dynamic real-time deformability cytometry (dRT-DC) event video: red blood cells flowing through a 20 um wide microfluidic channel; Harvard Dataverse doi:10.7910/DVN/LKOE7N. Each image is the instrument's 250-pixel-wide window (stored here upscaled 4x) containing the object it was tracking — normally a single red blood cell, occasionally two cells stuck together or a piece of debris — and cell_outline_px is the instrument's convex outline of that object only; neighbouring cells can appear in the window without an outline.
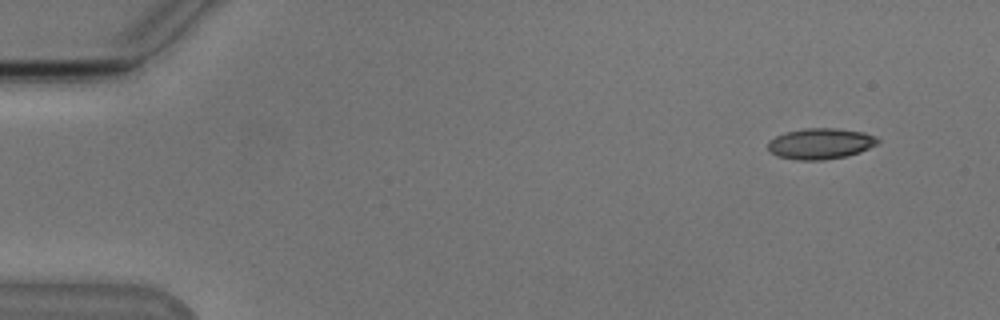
{"species": "Egyptian fruit bat (a non-hibernating species)", "species_latin": "Rousettus aegyptiacus", "temperature_condition": "cold", "stored_images_in_passage": 51, "camera_frame_rate_fps": 3000, "um_per_image_px": 0.085, "animal": {"sex": "male"}, "frame": {"image": 1, "passage_image": 2, "time_ms": 0.333, "image_size_px": [1000, 320], "cell_outline_px": [[880, 140], [876, 144], [860, 152], [848, 156], [824, 160], [796, 160], [776, 156], [768, 152], [768, 140], [776, 136], [788, 132], [804, 128], [836, 128], [864, 132], [876, 136]], "centroid_in_image_um": [69.72, 12.22], "position_along_channel_um": 15.3, "area_um2": 19.94}}
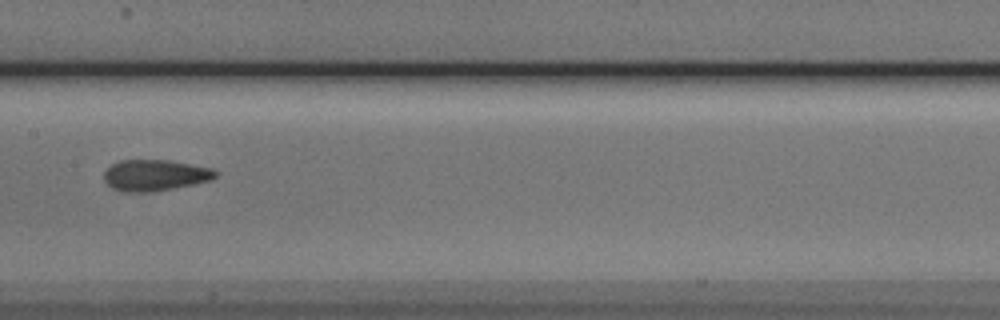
{"frame": {"image": 2, "passage_image": 25, "time_ms": 8.0, "image_size_px": [1000, 320], "cell_outline_px": [[220, 172], [212, 180], [156, 192], [124, 192], [112, 188], [104, 180], [104, 172], [112, 164], [120, 160], [168, 160], [212, 168]], "centroid_in_image_um": [13.19, 14.9], "position_along_channel_um": 194.2, "area_um2": 20.4}}
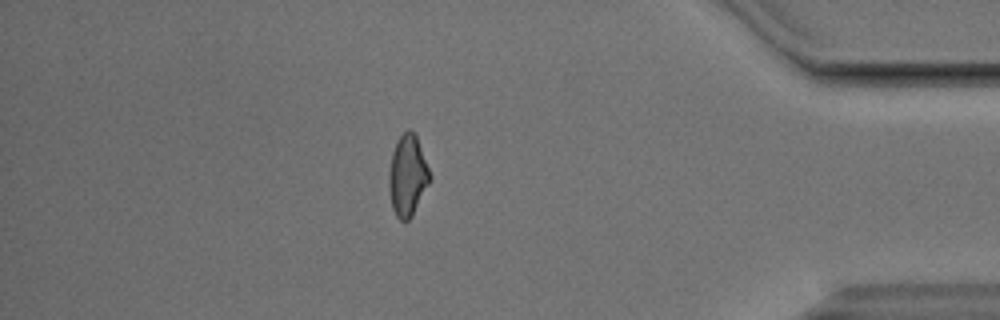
{"frame": {"image": 3, "passage_image": 44, "time_ms": 14.333, "image_size_px": [1000, 320], "cell_outline_px": [[432, 180], [412, 216], [408, 220], [400, 220], [396, 216], [392, 208], [388, 184], [388, 172], [392, 152], [396, 140], [408, 128], [416, 136], [432, 176]], "centroid_in_image_um": [34.65, 14.94], "position_along_channel_um": 400.6, "area_um2": 19.54}, "authors_computed_cell_mechanics": {"area_um2": 19.7098, "velocity_mm_per_s": 3.8422, "shape_relaxation_time_tau1_ms": 9.9266, "shape_relaxation_time_tau2_ms": 2.2804, "deformation_change_tau1": 0.2133, "deformation_change_tau2": 0.1035}}